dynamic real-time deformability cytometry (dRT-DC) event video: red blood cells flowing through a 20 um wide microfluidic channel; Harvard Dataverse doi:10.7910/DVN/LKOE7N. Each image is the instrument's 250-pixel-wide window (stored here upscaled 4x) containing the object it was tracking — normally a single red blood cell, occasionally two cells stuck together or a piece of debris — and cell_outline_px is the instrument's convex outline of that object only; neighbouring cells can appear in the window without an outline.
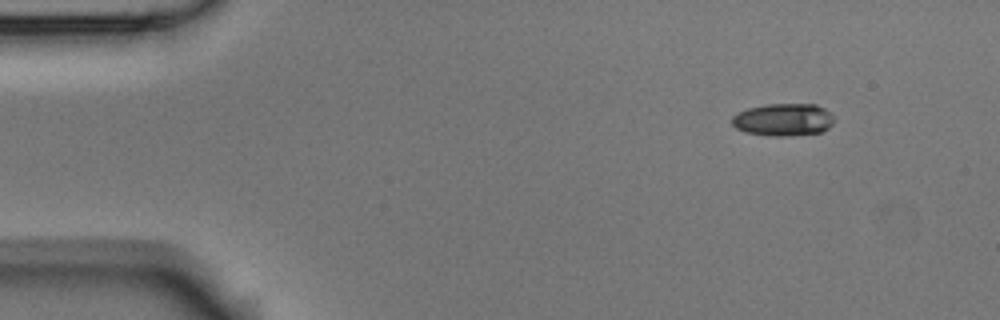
{"species": "Egyptian fruit bat (a non-hibernating species)", "species_latin": "Rousettus aegyptiacus", "temperature_condition": "room temperature", "stored_images_in_passage": 9, "camera_frame_rate_fps": 3000, "um_per_image_px": 0.085, "animal": {"sex": "male"}, "frame": {"image": 1, "passage_image": 1, "time_ms": 0.0, "image_size_px": [1000, 320], "cell_outline_px": [[836, 120], [828, 128], [820, 132], [792, 136], [768, 136], [744, 132], [736, 128], [732, 124], [732, 116], [748, 108], [768, 104], [816, 104], [832, 112]], "centroid_in_image_um": [66.62, 10.18], "position_along_channel_um": 18.4, "area_um2": 19.59}}